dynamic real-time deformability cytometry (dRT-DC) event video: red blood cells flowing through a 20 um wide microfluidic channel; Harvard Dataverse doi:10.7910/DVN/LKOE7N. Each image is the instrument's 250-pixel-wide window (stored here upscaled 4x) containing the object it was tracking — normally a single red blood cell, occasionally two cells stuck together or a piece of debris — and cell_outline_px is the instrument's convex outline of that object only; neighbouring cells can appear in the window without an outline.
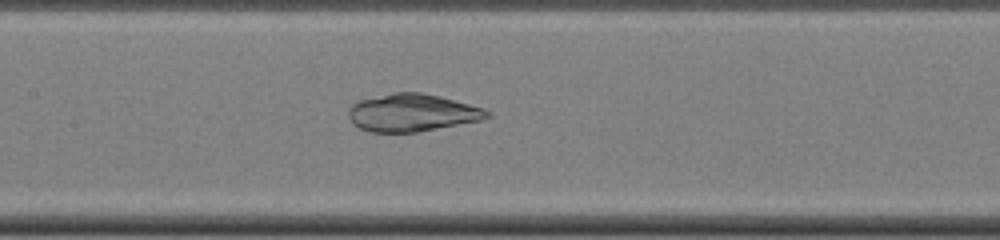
{"species": "common noctule bat (a hibernating species)", "species_latin": "Nyctalus noctula", "temperature_condition": "cold", "stored_images_in_passage": 50, "camera_frame_rate_fps": 3000, "um_per_image_px": 0.085, "animal": {"sex": "female", "body_mass_g": 22.0, "forearm_length_mm": 56.7}, "frame": {"image": 1, "passage_image": 23, "time_ms": 7.333, "image_size_px": [1000, 240], "cell_outline_px": [[492, 116], [480, 120], [416, 132], [372, 132], [360, 128], [352, 124], [348, 116], [348, 112], [352, 104], [360, 100], [392, 92], [420, 92], [440, 96], [484, 108], [492, 112]], "centroid_in_image_um": [35.03, 9.57], "position_along_channel_um": 172.4, "area_um2": 30.29}}
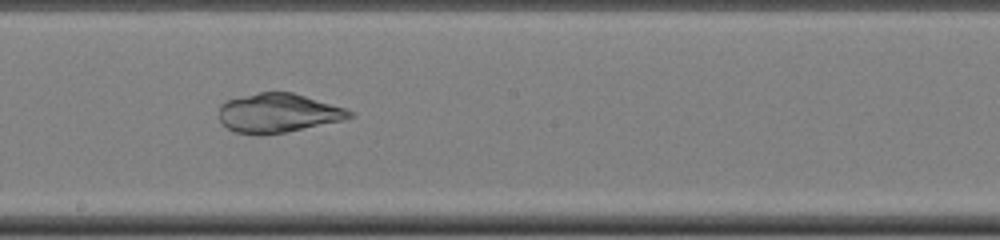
{"frame": {"image": 2, "passage_image": 27, "time_ms": 8.667, "image_size_px": [1000, 240], "cell_outline_px": [[356, 116], [344, 120], [288, 132], [260, 136], [236, 132], [228, 128], [220, 120], [220, 104], [228, 100], [240, 96], [260, 92], [292, 92], [344, 108], [356, 112]], "centroid_in_image_um": [23.67, 9.62], "position_along_channel_um": 224.5, "area_um2": 29.88}}